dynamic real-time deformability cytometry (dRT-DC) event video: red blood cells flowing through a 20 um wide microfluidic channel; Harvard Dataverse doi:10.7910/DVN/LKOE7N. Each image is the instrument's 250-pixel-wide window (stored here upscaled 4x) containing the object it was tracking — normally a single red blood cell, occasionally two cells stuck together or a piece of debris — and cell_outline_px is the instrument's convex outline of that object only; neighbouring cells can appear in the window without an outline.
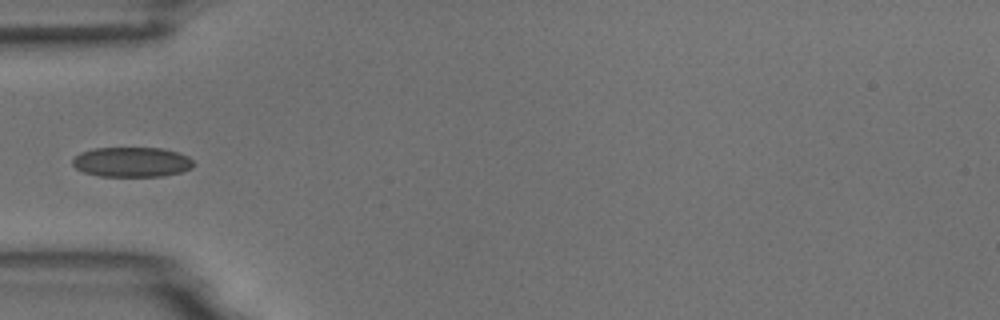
{"species": "common noctule bat (a hibernating species)", "species_latin": "Nyctalus noctula", "temperature_condition": "room temperature", "stored_images_in_passage": 6, "camera_frame_rate_fps": 3000, "um_per_image_px": 0.085, "animal": {"sex": "male", "body_mass_g": 18.8}, "frame": {"image": 1, "passage_image": 6, "time_ms": 5.667, "image_size_px": [1000, 320], "cell_outline_px": [[196, 164], [192, 168], [180, 172], [160, 176], [100, 176], [84, 172], [76, 168], [72, 164], [72, 160], [80, 152], [92, 148], [160, 148], [176, 152], [188, 156]], "centroid_in_image_um": [11.2, 13.77], "position_along_channel_um": 73.8, "area_um2": 21.04}}